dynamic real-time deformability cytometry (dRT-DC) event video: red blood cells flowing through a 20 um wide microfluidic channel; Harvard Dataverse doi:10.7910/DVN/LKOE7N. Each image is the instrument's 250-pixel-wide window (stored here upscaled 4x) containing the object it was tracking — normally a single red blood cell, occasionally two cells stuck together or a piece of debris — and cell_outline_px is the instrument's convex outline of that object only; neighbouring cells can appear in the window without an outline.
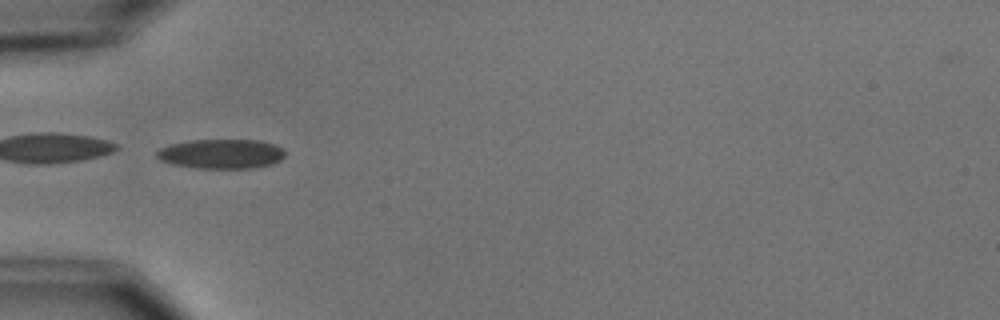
{"species": "common noctule bat (a hibernating species)", "species_latin": "Nyctalus noctula", "temperature_condition": "cold", "stored_images_in_passage": 12, "camera_frame_rate_fps": 3000, "um_per_image_px": 0.085, "animal": {"sex": "male", "body_mass_g": 15.6}, "frame": {"image": 1, "passage_image": 1, "time_ms": 0.0, "image_size_px": [1000, 320], "cell_outline_px": [[284, 156], [280, 160], [272, 164], [252, 168], [196, 168], [172, 164], [160, 160], [156, 156], [156, 152], [160, 148], [168, 144], [188, 140], [260, 140], [276, 144], [284, 148]], "centroid_in_image_um": [18.81, 13.07], "position_along_channel_um": 66.2, "area_um2": 22.31}}
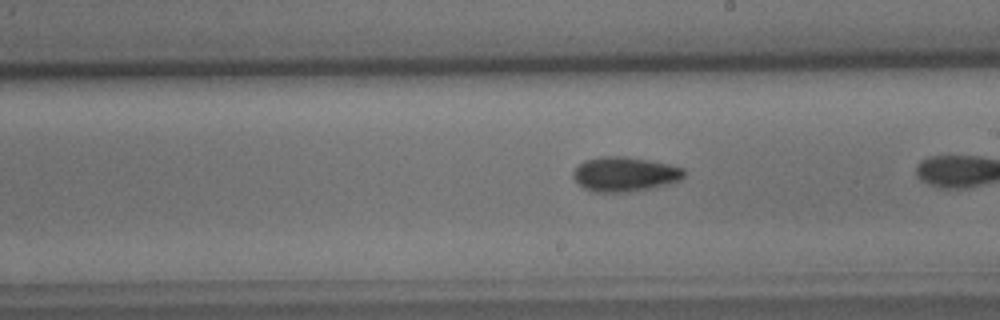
{"frame": {"image": 2, "passage_image": 9, "time_ms": 2.667, "image_size_px": [1000, 320], "cell_outline_px": [[684, 176], [680, 180], [652, 188], [620, 192], [596, 192], [584, 188], [572, 176], [572, 172], [584, 160], [600, 156], [624, 156], [648, 160], [668, 164], [684, 168]], "centroid_in_image_um": [53.09, 14.79], "position_along_channel_um": 235.9, "area_um2": 22.14}}